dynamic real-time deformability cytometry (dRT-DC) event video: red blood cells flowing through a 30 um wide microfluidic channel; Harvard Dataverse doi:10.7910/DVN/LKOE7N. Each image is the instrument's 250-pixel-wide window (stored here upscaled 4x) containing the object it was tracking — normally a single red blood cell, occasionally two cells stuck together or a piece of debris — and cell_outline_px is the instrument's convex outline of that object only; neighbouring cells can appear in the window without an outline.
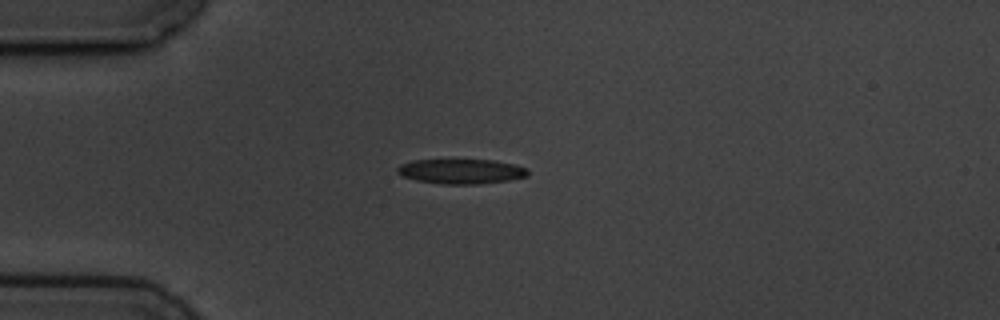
{"species": "common noctule bat (a hibernating species)", "species_latin": "Nyctalus noctula", "temperature_condition": "cold", "stored_images_in_passage": 4, "camera_frame_rate_fps": 3000, "um_per_image_px": 0.085, "animal": {"sex": "male", "body_mass_g": 19.5, "forearm_length_mm": 54.6}, "frame": {"image": 1, "passage_image": 4, "time_ms": 4.0, "image_size_px": [1000, 320], "cell_outline_px": [[528, 176], [508, 180], [480, 184], [440, 184], [416, 180], [404, 176], [396, 172], [396, 168], [400, 164], [412, 160], [492, 160], [516, 164], [528, 168]], "centroid_in_image_um": [39.21, 14.56], "position_along_channel_um": 45.8, "area_um2": 18.96}}